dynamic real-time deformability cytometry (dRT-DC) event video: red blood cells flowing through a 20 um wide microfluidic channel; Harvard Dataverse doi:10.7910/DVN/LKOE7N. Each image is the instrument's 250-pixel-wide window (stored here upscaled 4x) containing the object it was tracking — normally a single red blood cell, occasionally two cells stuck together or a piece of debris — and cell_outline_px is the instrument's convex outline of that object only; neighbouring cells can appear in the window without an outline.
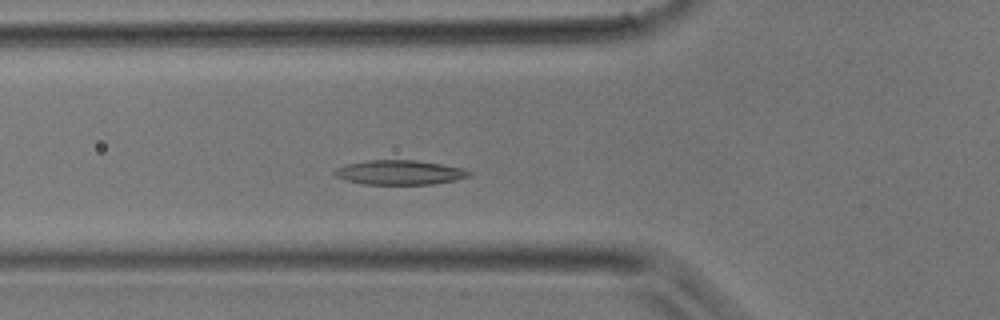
{"species": "common noctule bat (a hibernating species)", "species_latin": "Nyctalus noctula", "temperature_condition": "room temperature", "stored_images_in_passage": 27, "camera_frame_rate_fps": 3000, "um_per_image_px": 0.085, "animal": {"sex": "male", "body_mass_g": 17.9}, "frame": {"image": 1, "passage_image": 2, "time_ms": 0.333, "image_size_px": [1000, 320], "cell_outline_px": [[472, 172], [468, 176], [456, 180], [432, 184], [364, 184], [348, 180], [336, 176], [332, 172], [336, 168], [348, 164], [368, 160], [416, 160], [464, 168]], "centroid_in_image_um": [33.98, 14.65], "position_along_channel_um": 91.8, "area_um2": 19.02}}
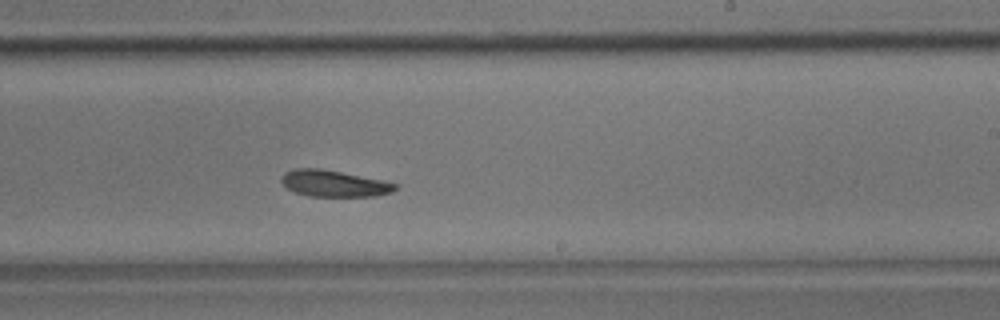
{"frame": {"image": 2, "passage_image": 12, "time_ms": 3.667, "image_size_px": [1000, 320], "cell_outline_px": [[396, 188], [392, 192], [376, 196], [308, 196], [296, 192], [288, 188], [280, 180], [280, 176], [284, 172], [292, 168], [320, 168], [384, 180], [396, 184]], "centroid_in_image_um": [28.36, 15.58], "position_along_channel_um": 260.6, "area_um2": 17.57}}
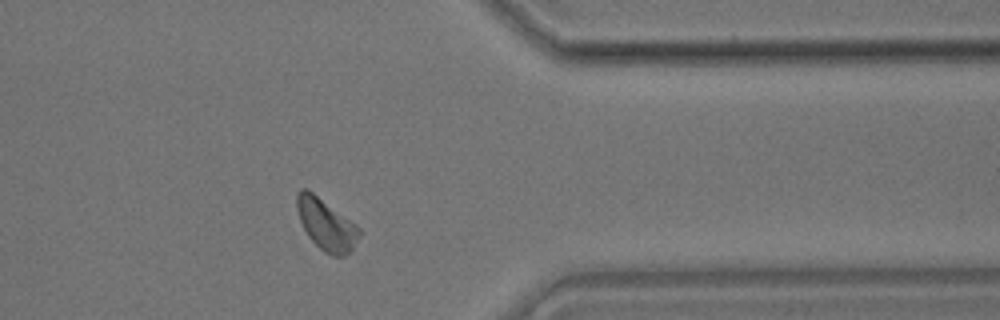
{"frame": {"image": 3, "passage_image": 20, "time_ms": 6.333, "image_size_px": [1000, 320], "cell_outline_px": [[360, 236], [352, 252], [344, 256], [332, 256], [324, 252], [308, 236], [300, 220], [296, 208], [296, 196], [300, 188], [308, 188], [356, 224], [360, 228]], "centroid_in_image_um": [27.74, 19.08], "position_along_channel_um": 383.7, "area_um2": 18.84}}